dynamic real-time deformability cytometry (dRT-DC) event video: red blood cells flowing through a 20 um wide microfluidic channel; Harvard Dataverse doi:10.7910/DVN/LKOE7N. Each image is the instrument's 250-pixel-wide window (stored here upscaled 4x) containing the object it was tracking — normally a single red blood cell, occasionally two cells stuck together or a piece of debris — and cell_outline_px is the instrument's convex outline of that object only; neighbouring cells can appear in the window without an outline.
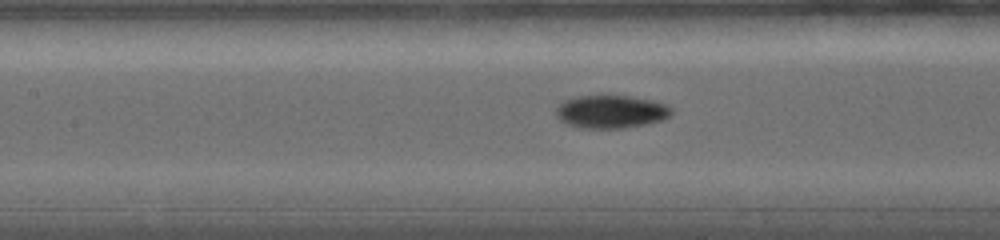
{"species": "common noctule bat (a hibernating species)", "species_latin": "Nyctalus noctula", "temperature_condition": "warm", "stored_images_in_passage": 54, "camera_frame_rate_fps": 5000, "um_per_image_px": 0.085, "animal": {"sex": "female", "body_mass_g": 19.0, "forearm_length_mm": 56.7}, "frame": {"image": 1, "passage_image": 21, "time_ms": 5.8, "image_size_px": [1000, 240], "cell_outline_px": [[672, 112], [664, 120], [648, 124], [624, 128], [580, 128], [564, 124], [556, 116], [556, 108], [564, 100], [576, 96], [600, 92], [628, 96], [652, 100], [668, 104], [672, 108]], "centroid_in_image_um": [51.91, 9.46], "position_along_channel_um": 155.5, "area_um2": 23.18}}
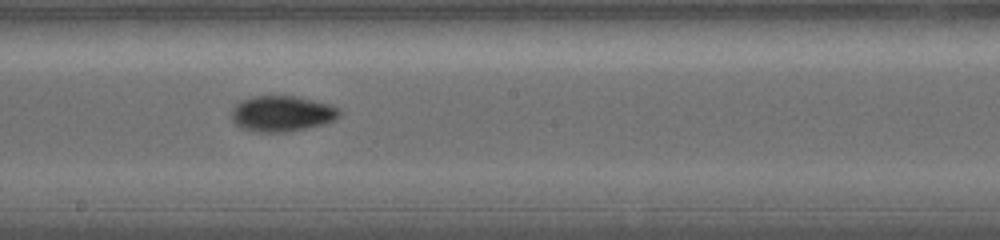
{"frame": {"image": 2, "passage_image": 28, "time_ms": 7.6, "image_size_px": [1000, 240], "cell_outline_px": [[340, 116], [336, 120], [324, 124], [288, 132], [260, 132], [240, 128], [232, 120], [232, 108], [240, 100], [252, 96], [292, 96], [312, 100], [328, 104], [340, 108]], "centroid_in_image_um": [23.96, 9.66], "position_along_channel_um": 224.2, "area_um2": 22.54}}
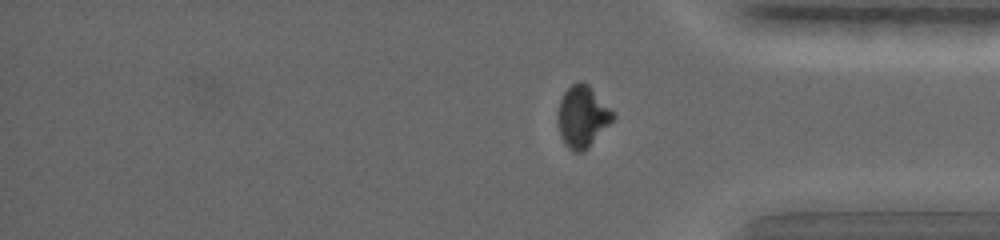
{"frame": {"image": 3, "passage_image": 44, "time_ms": 12.0, "image_size_px": [1000, 240], "cell_outline_px": [[616, 116], [588, 148], [580, 152], [576, 152], [568, 148], [564, 144], [560, 136], [556, 120], [556, 116], [560, 100], [564, 92], [572, 84], [580, 80], [588, 84]], "centroid_in_image_um": [49.45, 9.91], "position_along_channel_um": 385.7, "area_um2": 19.71}}